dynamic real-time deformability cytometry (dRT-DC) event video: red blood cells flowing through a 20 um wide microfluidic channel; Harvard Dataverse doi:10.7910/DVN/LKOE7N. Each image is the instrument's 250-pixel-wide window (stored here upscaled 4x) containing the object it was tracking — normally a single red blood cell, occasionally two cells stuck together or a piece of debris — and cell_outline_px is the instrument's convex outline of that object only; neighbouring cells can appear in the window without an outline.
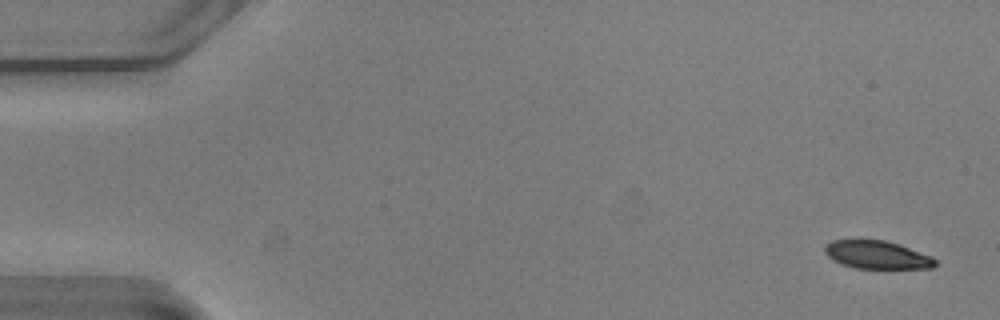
{"species": "common noctule bat (a hibernating species)", "species_latin": "Nyctalus noctula", "temperature_condition": "warm", "stored_images_in_passage": 54, "camera_frame_rate_fps": 3000, "um_per_image_px": 0.085, "animal": {"sex": "male", "body_mass_g": 20.5, "forearm_length_mm": 52.5}, "frame": {"image": 1, "passage_image": 2, "time_ms": 0.333, "image_size_px": [1000, 320], "cell_outline_px": [[936, 264], [932, 268], [856, 268], [840, 264], [832, 260], [824, 252], [824, 248], [832, 240], [860, 236], [884, 240], [900, 244], [932, 256], [936, 260]], "centroid_in_image_um": [74.49, 21.6], "position_along_channel_um": 10.5, "area_um2": 18.79}}
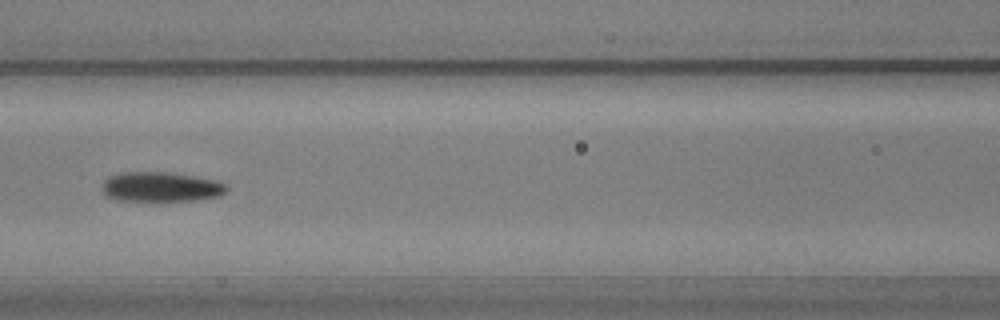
{"frame": {"image": 2, "passage_image": 24, "time_ms": 7.667, "image_size_px": [1000, 320], "cell_outline_px": [[228, 188], [220, 196], [196, 200], [116, 200], [104, 196], [104, 180], [108, 176], [120, 172], [172, 172], [220, 180], [228, 184]], "centroid_in_image_um": [13.72, 15.86], "position_along_channel_um": 152.9, "area_um2": 21.79}}
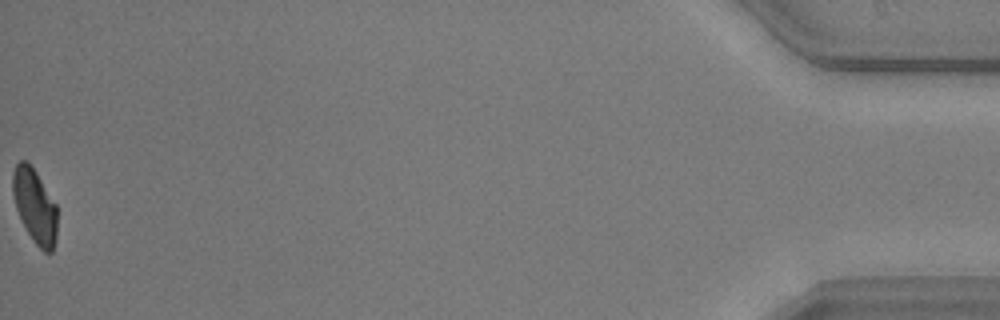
{"frame": {"image": 3, "passage_image": 54, "time_ms": 17.667, "image_size_px": [1000, 320], "cell_outline_px": [[56, 236], [52, 252], [44, 252], [36, 244], [28, 232], [16, 208], [12, 192], [12, 172], [16, 164], [20, 160], [28, 160], [36, 172], [56, 204]], "centroid_in_image_um": [2.94, 17.46], "position_along_channel_um": 432.3, "area_um2": 19.02}, "authors_computed_cell_mechanics": {"area_um2": 21.0392, "velocity_mm_per_s": 3.7904, "shape_relaxation_time_tau1_ms": 3.1103, "shape_relaxation_time_tau2_ms": 3.1347, "deformation_change_tau1": 0.1606, "deformation_change_tau2": 0.0878}}